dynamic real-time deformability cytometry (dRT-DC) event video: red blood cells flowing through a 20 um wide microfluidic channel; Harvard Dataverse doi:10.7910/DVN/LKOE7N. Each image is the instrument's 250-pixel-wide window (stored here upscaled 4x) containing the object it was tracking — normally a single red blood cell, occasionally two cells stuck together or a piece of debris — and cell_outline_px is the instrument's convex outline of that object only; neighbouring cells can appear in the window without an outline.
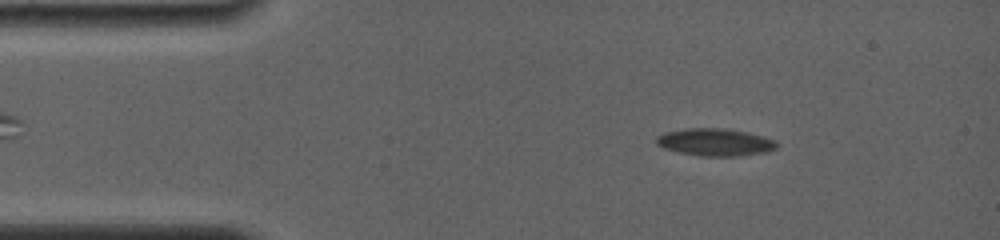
{"species": "common noctule bat (a hibernating species)", "species_latin": "Nyctalus noctula", "temperature_condition": "room temperature", "stored_images_in_passage": 12, "camera_frame_rate_fps": 4000, "um_per_image_px": 0.085, "animal": {"sex": "female", "body_mass_g": 19.0, "forearm_length_mm": 56.7}, "frame": {"image": 1, "passage_image": 4, "time_ms": 2.0, "image_size_px": [1000, 240], "cell_outline_px": [[776, 148], [768, 152], [740, 156], [700, 156], [680, 152], [664, 148], [656, 144], [656, 136], [664, 132], [688, 128], [724, 128], [764, 136], [776, 140]], "centroid_in_image_um": [60.78, 12.09], "position_along_channel_um": 24.2, "area_um2": 19.25}}
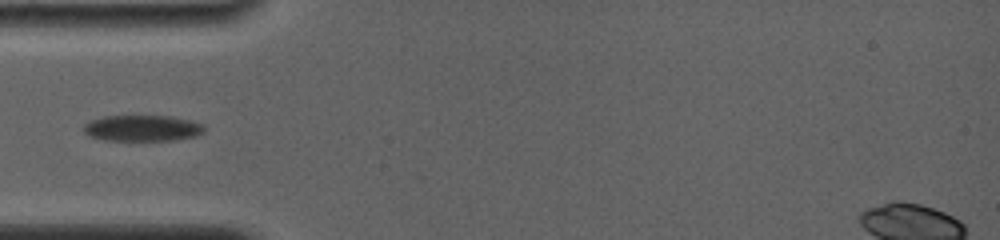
{"frame": {"image": 2, "passage_image": 9, "time_ms": 5.0, "image_size_px": [1000, 240], "cell_outline_px": [[204, 132], [196, 136], [176, 140], [108, 140], [92, 136], [84, 132], [84, 124], [92, 120], [104, 116], [172, 116], [192, 120], [204, 124]], "centroid_in_image_um": [12.17, 10.88], "position_along_channel_um": 72.8, "area_um2": 18.26}}
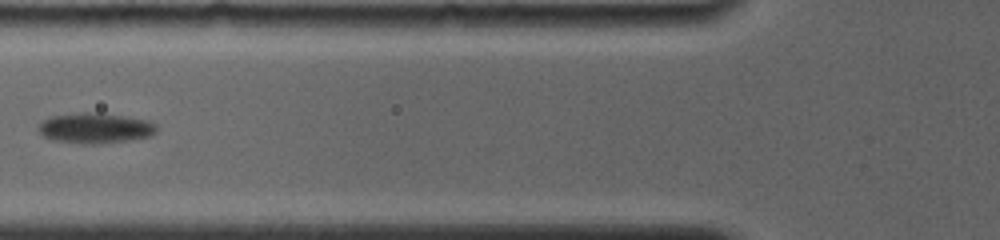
{"frame": {"image": 3, "passage_image": 11, "time_ms": 6.25, "image_size_px": [1000, 240], "cell_outline_px": [[156, 132], [152, 136], [128, 140], [92, 144], [84, 144], [52, 140], [44, 136], [36, 128], [36, 124], [40, 120], [48, 116], [76, 112], [96, 112], [124, 116], [148, 120], [156, 124]], "centroid_in_image_um": [8.02, 10.87], "position_along_channel_um": 117.8, "area_um2": 21.33}}